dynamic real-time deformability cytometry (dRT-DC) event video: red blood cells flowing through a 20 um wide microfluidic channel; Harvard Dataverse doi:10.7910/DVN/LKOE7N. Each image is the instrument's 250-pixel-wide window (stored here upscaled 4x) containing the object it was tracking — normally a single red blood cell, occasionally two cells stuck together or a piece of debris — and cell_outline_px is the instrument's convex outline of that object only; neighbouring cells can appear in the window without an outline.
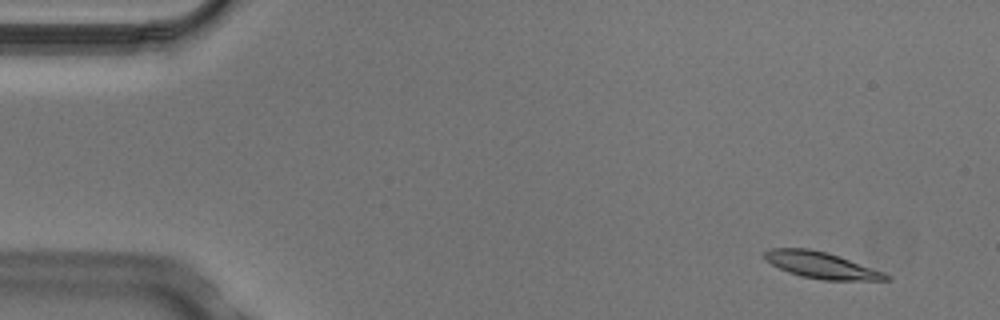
{"species": "Egyptian fruit bat (a non-hibernating species)", "species_latin": "Rousettus aegyptiacus", "temperature_condition": "cold", "stored_images_in_passage": 10, "camera_frame_rate_fps": 3000, "um_per_image_px": 0.085, "animal": {"sex": "male"}, "frame": {"image": 1, "passage_image": 2, "time_ms": 0.333, "image_size_px": [1000, 320], "cell_outline_px": [[892, 280], [824, 280], [800, 276], [788, 272], [764, 260], [764, 252], [768, 248], [808, 248], [828, 252], [884, 272], [892, 276]], "centroid_in_image_um": [69.81, 22.54], "position_along_channel_um": 15.2, "area_um2": 18.79}}
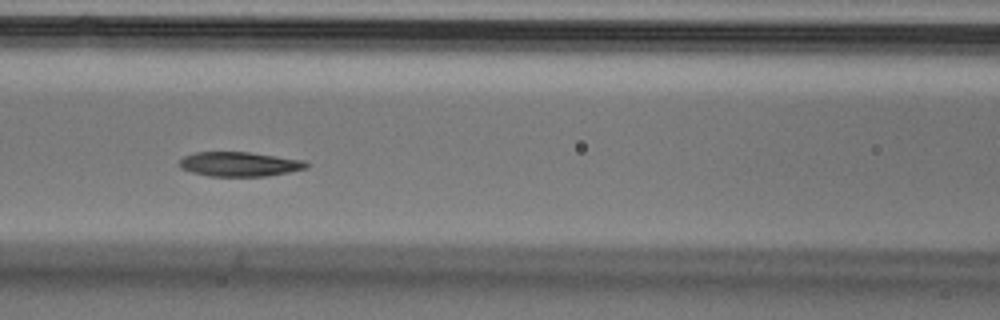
{"frame": {"image": 2, "passage_image": 6, "time_ms": 1.667, "image_size_px": [1000, 320], "cell_outline_px": [[308, 168], [268, 176], [208, 176], [192, 172], [180, 168], [176, 164], [184, 156], [196, 152], [248, 152], [304, 160], [308, 164]], "centroid_in_image_um": [20.32, 13.95], "position_along_channel_um": 146.3, "area_um2": 18.15}}
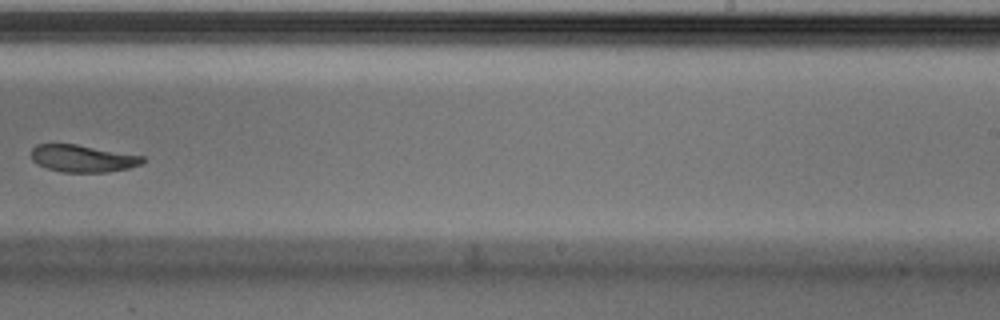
{"frame": {"image": 3, "passage_image": 9, "time_ms": 2.667, "image_size_px": [1000, 320], "cell_outline_px": [[148, 160], [140, 164], [128, 168], [108, 172], [64, 172], [48, 168], [36, 164], [32, 160], [32, 148], [36, 144], [76, 144], [144, 156]], "centroid_in_image_um": [7.05, 13.47], "position_along_channel_um": 282.0, "area_um2": 17.63}}